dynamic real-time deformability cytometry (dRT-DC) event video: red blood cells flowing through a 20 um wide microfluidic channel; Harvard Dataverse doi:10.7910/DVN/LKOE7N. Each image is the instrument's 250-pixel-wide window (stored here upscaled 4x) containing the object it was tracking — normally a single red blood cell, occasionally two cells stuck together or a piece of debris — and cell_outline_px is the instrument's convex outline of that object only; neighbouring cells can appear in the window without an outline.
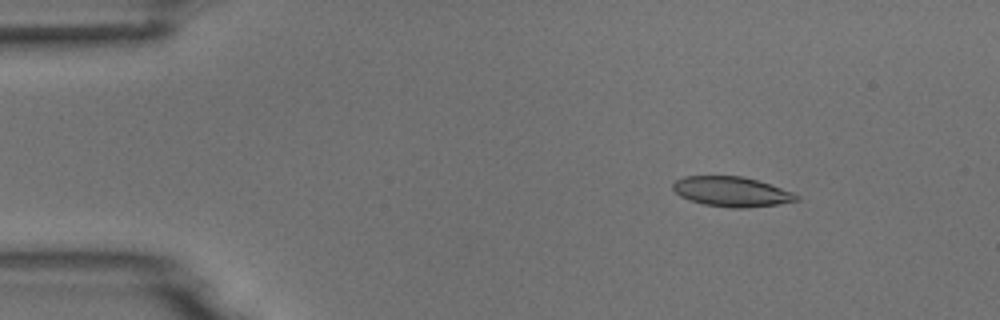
{"species": "common noctule bat (a hibernating species)", "species_latin": "Nyctalus noctula", "temperature_condition": "room temperature", "stored_images_in_passage": 9, "camera_frame_rate_fps": 3000, "um_per_image_px": 0.085, "animal": {"sex": "male", "body_mass_g": 18.8}, "frame": {"image": 1, "passage_image": 3, "time_ms": 2.333, "image_size_px": [1000, 320], "cell_outline_px": [[800, 200], [780, 204], [744, 208], [732, 208], [704, 204], [680, 196], [672, 188], [672, 184], [676, 180], [684, 176], [744, 176], [792, 192], [800, 196]], "centroid_in_image_um": [62.2, 16.29], "position_along_channel_um": 22.8, "area_um2": 21.39}}